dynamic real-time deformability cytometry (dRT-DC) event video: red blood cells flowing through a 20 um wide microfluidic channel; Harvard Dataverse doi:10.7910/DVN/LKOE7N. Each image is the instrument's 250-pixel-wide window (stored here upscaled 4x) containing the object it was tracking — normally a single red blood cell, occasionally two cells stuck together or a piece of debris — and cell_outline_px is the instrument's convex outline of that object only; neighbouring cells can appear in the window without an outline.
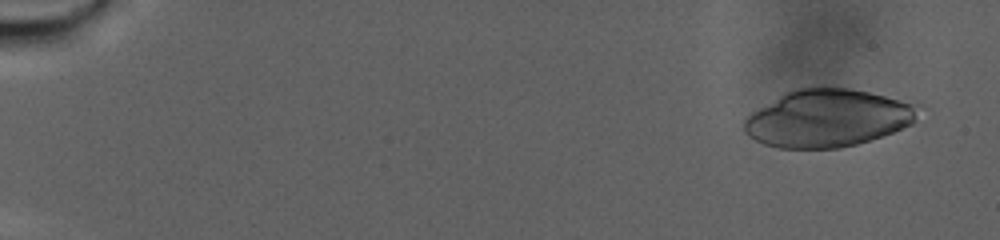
{"species": "human", "species_latin": "Homo sapiens", "temperature_condition": "warm", "stored_images_in_passage": 98, "camera_frame_rate_fps": 3000, "um_per_image_px": 0.085, "donor": {"sex": "male"}, "frame": {"image": 1, "passage_image": 6, "time_ms": 1.667, "image_size_px": [1000, 240], "cell_outline_px": [[920, 104], [912, 124], [892, 132], [856, 144], [840, 148], [780, 148], [764, 144], [748, 136], [744, 132], [744, 120], [752, 112], [784, 92], [796, 88], [848, 88], [868, 92]], "centroid_in_image_um": [70.32, 10.04], "position_along_channel_um": 14.7, "area_um2": 57.97}}
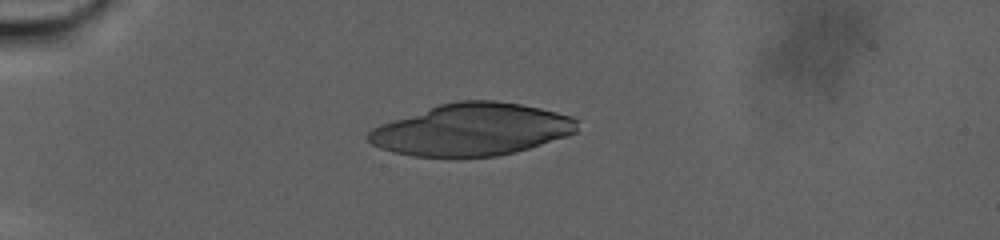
{"frame": {"image": 2, "passage_image": 28, "time_ms": 9.0, "image_size_px": [1000, 240], "cell_outline_px": [[580, 132], [568, 136], [516, 152], [496, 156], [456, 160], [412, 156], [392, 152], [380, 148], [372, 144], [368, 140], [368, 132], [372, 128], [380, 124], [440, 104], [460, 100], [496, 100], [520, 104], [540, 108], [572, 116], [580, 120]], "centroid_in_image_um": [40.14, 11.05], "position_along_channel_um": 44.9, "area_um2": 64.74}}